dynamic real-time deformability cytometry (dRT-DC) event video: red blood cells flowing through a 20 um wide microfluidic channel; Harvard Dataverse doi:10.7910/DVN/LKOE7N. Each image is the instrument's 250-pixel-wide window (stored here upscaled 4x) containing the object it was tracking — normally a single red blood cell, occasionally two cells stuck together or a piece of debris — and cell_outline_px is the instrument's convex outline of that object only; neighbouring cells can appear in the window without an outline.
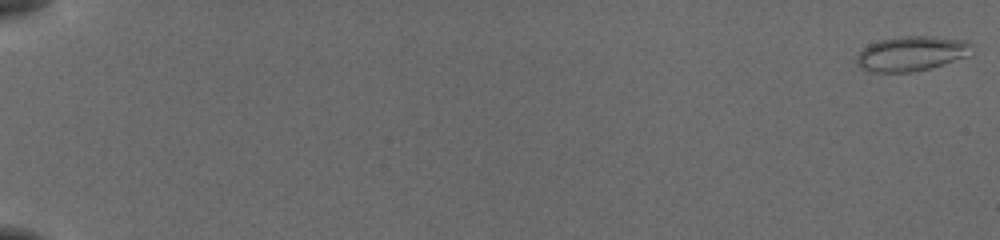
{"species": "common noctule bat (a hibernating species)", "species_latin": "Nyctalus noctula", "temperature_condition": "cold", "stored_images_in_passage": 56, "camera_frame_rate_fps": 3000, "um_per_image_px": 0.085, "animal": {"sex": "female", "body_mass_g": 19.5, "forearm_length_mm": 54.1}, "frame": {"image": 1, "passage_image": 1, "time_ms": 0.0, "image_size_px": [1000, 240], "cell_outline_px": [[972, 44], [968, 56], [944, 64], [912, 72], [872, 72], [860, 68], [856, 64], [856, 56], [868, 44], [880, 40], [900, 36], [932, 36], [968, 40]], "centroid_in_image_um": [77.46, 4.55], "position_along_channel_um": 7.5, "area_um2": 23.47}}
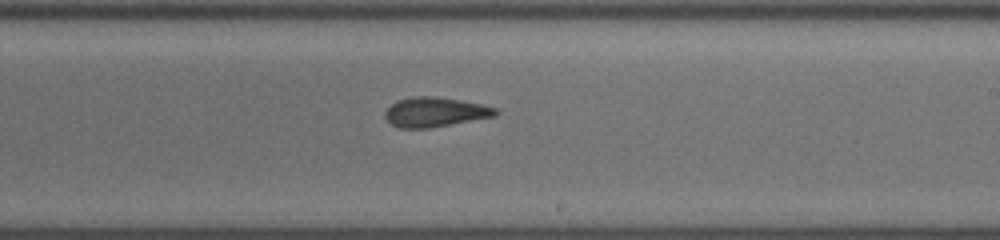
{"frame": {"image": 2, "passage_image": 36, "time_ms": 11.667, "image_size_px": [1000, 240], "cell_outline_px": [[500, 112], [496, 116], [428, 128], [400, 128], [392, 124], [384, 116], [384, 112], [392, 104], [400, 100], [412, 96], [436, 96], [460, 100], [480, 104], [496, 108]], "centroid_in_image_um": [36.99, 9.52], "position_along_channel_um": 252.0, "area_um2": 18.9}}
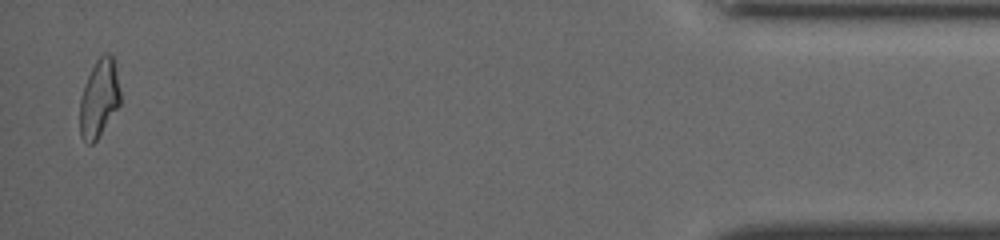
{"frame": {"image": 3, "passage_image": 55, "time_ms": 18.0, "image_size_px": [1000, 240], "cell_outline_px": [[120, 104], [96, 140], [92, 144], [88, 144], [80, 136], [80, 96], [84, 84], [96, 60], [104, 52], [108, 52], [116, 60], [120, 92]], "centroid_in_image_um": [8.43, 8.31], "position_along_channel_um": 426.8, "area_um2": 18.5}, "authors_computed_cell_mechanics": {"area_um2": 19.074, "velocity_mm_per_s": 3.8673, "shape_relaxation_time_tau1_ms": 6.2636, "shape_relaxation_time_tau2_ms": 1.821, "deformation_change_tau1": 0.1693, "deformation_change_tau2": 0.1012}}